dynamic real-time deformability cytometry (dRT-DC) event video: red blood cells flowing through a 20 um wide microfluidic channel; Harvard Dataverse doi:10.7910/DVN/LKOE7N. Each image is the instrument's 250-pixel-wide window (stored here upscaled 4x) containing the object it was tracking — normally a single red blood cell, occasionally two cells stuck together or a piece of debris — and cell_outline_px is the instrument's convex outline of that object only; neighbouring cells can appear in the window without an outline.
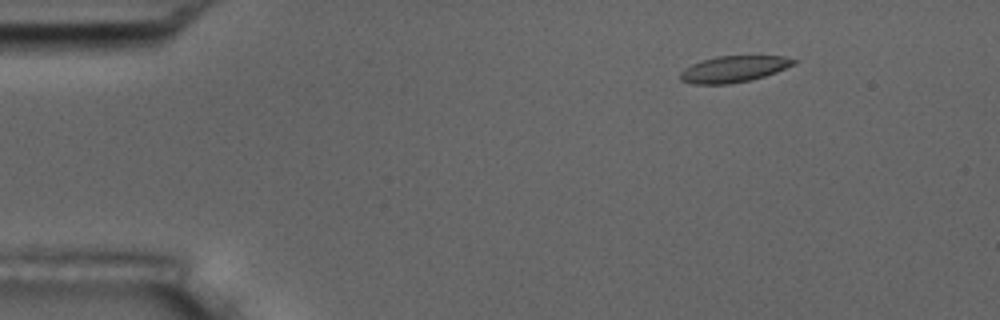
{"species": "common noctule bat (a hibernating species)", "species_latin": "Nyctalus noctula", "temperature_condition": "room temperature", "stored_images_in_passage": 5, "segment_of_instrument_passage": [2, 2], "camera_frame_rate_fps": 3000, "um_per_image_px": 0.085, "animal": {"sex": "male", "body_mass_g": 17.5, "forearm_length_mm": 52.3}, "frame": {"image": 1, "passage_image": 5, "time_ms": 5.333, "image_size_px": [1000, 320], "cell_outline_px": [[796, 64], [776, 72], [752, 80], [728, 84], [696, 84], [680, 80], [680, 72], [684, 68], [692, 64], [716, 56], [784, 56], [796, 60]], "centroid_in_image_um": [62.37, 5.87], "position_along_channel_um": 22.6, "area_um2": 17.34}}